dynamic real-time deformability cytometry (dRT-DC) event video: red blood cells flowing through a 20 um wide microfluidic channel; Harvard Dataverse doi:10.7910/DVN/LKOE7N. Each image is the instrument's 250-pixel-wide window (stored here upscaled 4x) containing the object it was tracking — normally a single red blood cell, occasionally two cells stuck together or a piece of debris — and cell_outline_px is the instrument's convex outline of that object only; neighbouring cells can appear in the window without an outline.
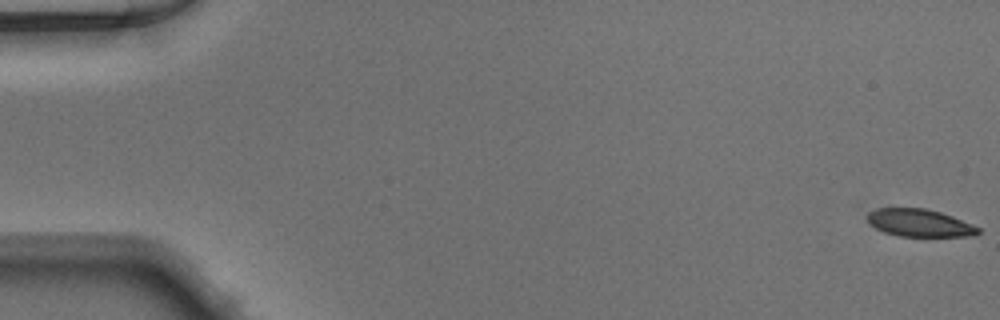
{"species": "Egyptian fruit bat (a non-hibernating species)", "species_latin": "Rousettus aegyptiacus", "temperature_condition": "warm", "stored_images_in_passage": 14, "camera_frame_rate_fps": 3000, "um_per_image_px": 0.085, "animal": {"sex": "male"}, "frame": {"image": 1, "passage_image": 1, "time_ms": 0.0, "image_size_px": [1000, 320], "cell_outline_px": [[980, 232], [972, 236], [900, 236], [884, 232], [868, 224], [868, 212], [876, 208], [924, 208], [940, 212], [952, 216], [972, 224], [980, 228]], "centroid_in_image_um": [78.14, 18.94], "position_along_channel_um": 6.9, "area_um2": 17.74}}
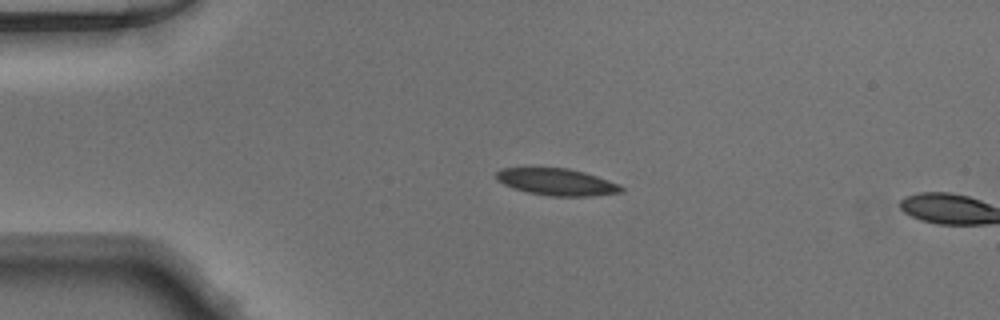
{"frame": {"image": 2, "passage_image": 12, "time_ms": 3.667, "image_size_px": [1000, 320], "cell_outline_px": [[624, 192], [592, 196], [552, 196], [528, 192], [512, 188], [496, 180], [496, 172], [500, 168], [568, 168], [584, 172], [620, 184], [624, 188]], "centroid_in_image_um": [47.34, 15.47], "position_along_channel_um": 37.7, "area_um2": 19.59}}